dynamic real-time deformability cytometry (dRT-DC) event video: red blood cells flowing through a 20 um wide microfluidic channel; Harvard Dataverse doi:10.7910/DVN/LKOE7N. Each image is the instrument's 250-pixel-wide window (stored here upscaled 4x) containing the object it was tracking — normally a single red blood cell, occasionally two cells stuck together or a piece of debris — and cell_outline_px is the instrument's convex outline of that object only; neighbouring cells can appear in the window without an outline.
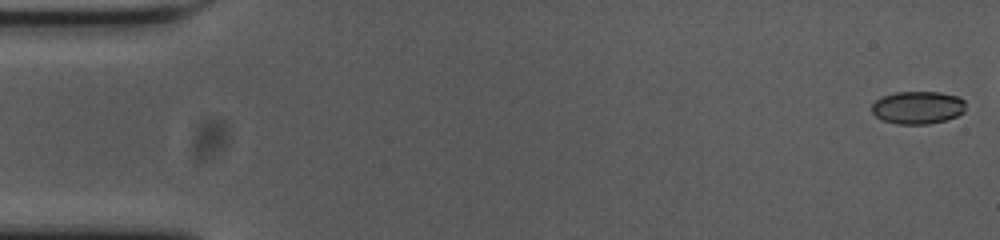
{"species": "common noctule bat (a hibernating species)", "species_latin": "Nyctalus noctula", "temperature_condition": "cold", "stored_images_in_passage": 45, "camera_frame_rate_fps": 3000, "um_per_image_px": 0.085, "animal": {"sex": "female", "body_mass_g": 23.0, "forearm_length_mm": 53.4}, "frame": {"image": 1, "passage_image": 1, "time_ms": 0.0, "image_size_px": [1000, 240], "cell_outline_px": [[964, 112], [956, 116], [944, 120], [928, 124], [896, 124], [884, 120], [876, 116], [872, 112], [872, 104], [876, 100], [884, 96], [896, 92], [940, 92], [956, 96], [964, 100]], "centroid_in_image_um": [78.0, 9.14], "position_along_channel_um": 7.0, "area_um2": 17.74}}
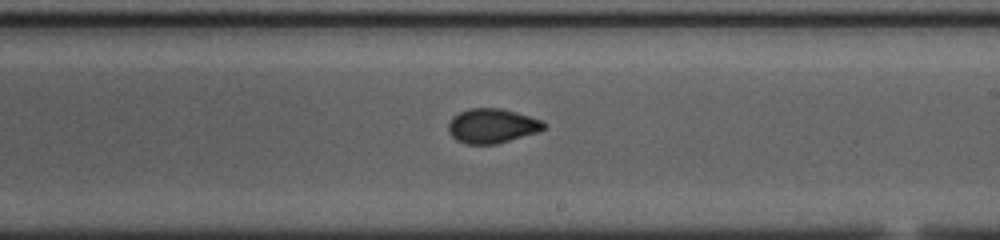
{"frame": {"image": 2, "passage_image": 32, "time_ms": 10.333, "image_size_px": [1000, 240], "cell_outline_px": [[544, 128], [540, 132], [496, 144], [468, 144], [456, 140], [452, 136], [448, 128], [448, 124], [452, 116], [468, 108], [500, 108], [516, 112], [540, 120], [544, 124]], "centroid_in_image_um": [41.8, 10.7], "position_along_channel_um": 247.2, "area_um2": 19.13}}
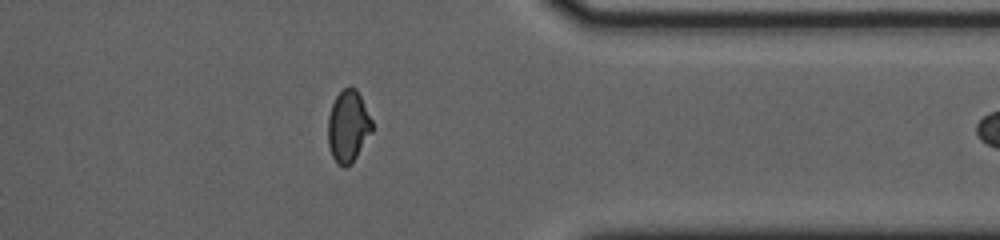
{"frame": {"image": 3, "passage_image": 44, "time_ms": 14.333, "image_size_px": [1000, 240], "cell_outline_px": [[372, 132], [352, 164], [344, 168], [336, 164], [332, 156], [328, 144], [328, 116], [332, 104], [336, 96], [348, 84], [356, 88], [372, 120]], "centroid_in_image_um": [29.58, 10.75], "position_along_channel_um": 381.8, "area_um2": 18.67}}